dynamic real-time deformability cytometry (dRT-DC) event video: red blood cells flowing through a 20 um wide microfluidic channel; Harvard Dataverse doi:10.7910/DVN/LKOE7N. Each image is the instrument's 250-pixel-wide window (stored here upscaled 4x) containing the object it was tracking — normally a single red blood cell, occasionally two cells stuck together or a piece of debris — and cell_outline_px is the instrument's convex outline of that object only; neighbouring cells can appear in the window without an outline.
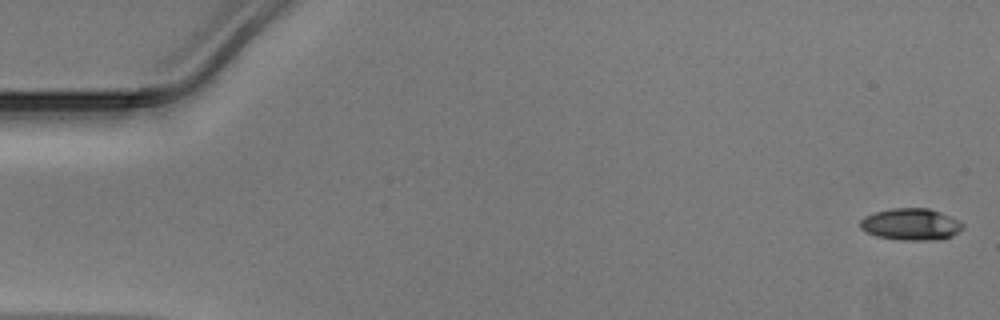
{"species": "Egyptian fruit bat (a non-hibernating species)", "species_latin": "Rousettus aegyptiacus", "temperature_condition": "warm", "stored_images_in_passage": 50, "segment_of_instrument_passage": [1, 2], "camera_frame_rate_fps": 3000, "um_per_image_px": 0.085, "animal": {"sex": "male"}, "frame": {"image": 1, "passage_image": 1, "time_ms": 0.0, "image_size_px": [1000, 320], "cell_outline_px": [[964, 228], [952, 236], [940, 240], [900, 240], [876, 236], [864, 232], [860, 228], [860, 220], [864, 216], [876, 212], [892, 208], [928, 208], [940, 212], [964, 224]], "centroid_in_image_um": [77.4, 19.08], "position_along_channel_um": 7.6, "area_um2": 19.07}}
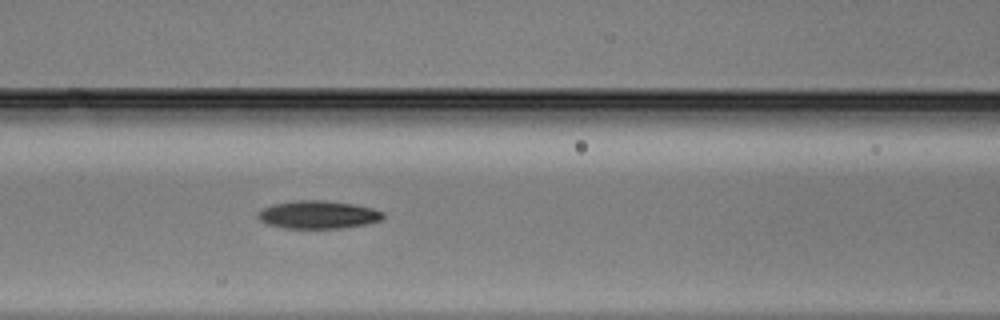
{"frame": {"image": 2, "passage_image": 21, "time_ms": 6.667, "image_size_px": [1000, 320], "cell_outline_px": [[384, 220], [364, 224], [340, 228], [284, 228], [268, 224], [260, 220], [256, 216], [264, 208], [272, 204], [296, 200], [324, 200], [352, 204], [372, 208], [384, 212]], "centroid_in_image_um": [27.05, 18.24], "position_along_channel_um": 139.5, "area_um2": 20.29}}
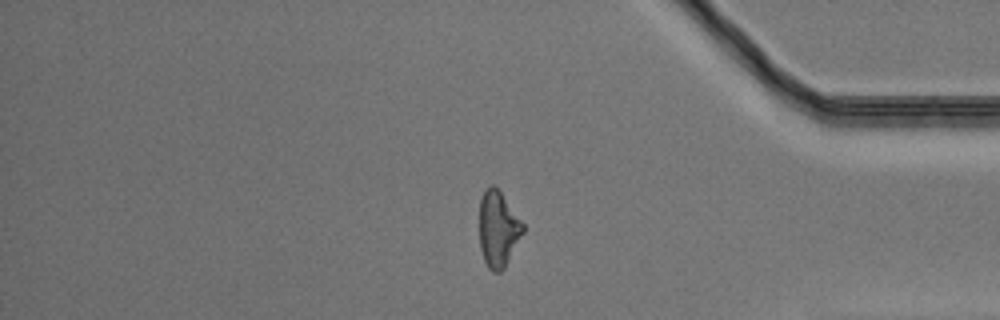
{"frame": {"image": 3, "passage_image": 41, "time_ms": 13.333, "image_size_px": [1000, 320], "cell_outline_px": [[524, 232], [504, 268], [500, 272], [492, 272], [488, 268], [484, 260], [480, 248], [480, 200], [484, 192], [492, 184], [500, 192], [524, 224]], "centroid_in_image_um": [42.34, 19.51], "position_along_channel_um": 392.9, "area_um2": 18.96}}